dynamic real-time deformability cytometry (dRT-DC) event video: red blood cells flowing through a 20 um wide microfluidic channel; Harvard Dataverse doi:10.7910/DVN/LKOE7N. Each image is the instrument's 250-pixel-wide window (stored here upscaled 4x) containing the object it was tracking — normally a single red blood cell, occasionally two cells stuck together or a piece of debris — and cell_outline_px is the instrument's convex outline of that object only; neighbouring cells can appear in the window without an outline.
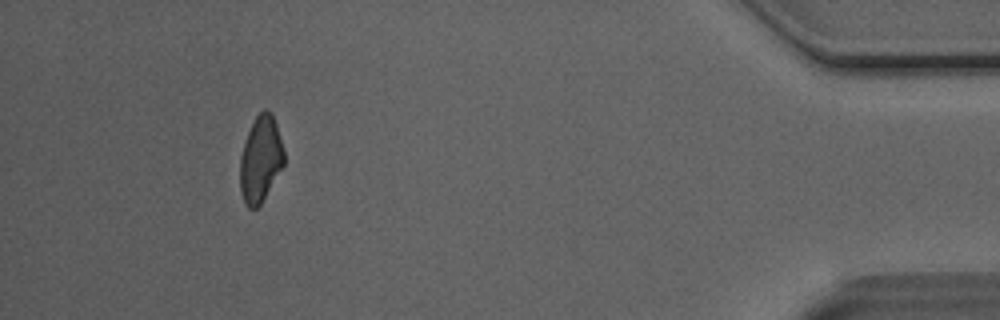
{"species": "Egyptian fruit bat (a non-hibernating species)", "species_latin": "Rousettus aegyptiacus", "temperature_condition": "room temperature", "stored_images_in_passage": 35, "camera_frame_rate_fps": 3000, "um_per_image_px": 0.085, "animal": {"sex": "male"}, "frame": {"image": 1, "passage_image": 35, "time_ms": 11.333, "image_size_px": [1000, 320], "cell_outline_px": [[284, 164], [260, 204], [256, 208], [248, 208], [244, 204], [240, 192], [240, 156], [244, 140], [256, 116], [264, 108], [268, 108], [272, 112], [276, 124], [284, 152]], "centroid_in_image_um": [22.12, 13.51], "position_along_channel_um": 413.1, "area_um2": 22.02}}